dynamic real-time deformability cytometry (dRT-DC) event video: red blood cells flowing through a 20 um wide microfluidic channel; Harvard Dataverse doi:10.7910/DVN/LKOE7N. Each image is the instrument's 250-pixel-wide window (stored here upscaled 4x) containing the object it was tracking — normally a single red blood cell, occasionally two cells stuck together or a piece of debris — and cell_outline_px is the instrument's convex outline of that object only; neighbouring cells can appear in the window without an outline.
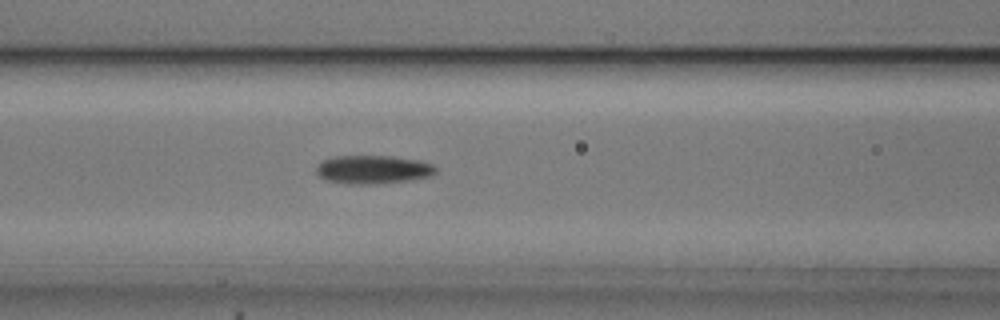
{"species": "common noctule bat (a hibernating species)", "species_latin": "Nyctalus noctula", "temperature_condition": "cold", "stored_images_in_passage": 55, "camera_frame_rate_fps": 3000, "um_per_image_px": 0.085, "animal": {"sex": "male", "body_mass_g": 20.5, "forearm_length_mm": 52.5}, "frame": {"image": 1, "passage_image": 23, "time_ms": 7.333, "image_size_px": [1000, 320], "cell_outline_px": [[436, 172], [432, 176], [408, 180], [376, 184], [348, 184], [324, 180], [316, 172], [316, 168], [324, 160], [336, 156], [392, 156], [420, 160], [432, 164], [436, 168]], "centroid_in_image_um": [31.72, 14.41], "position_along_channel_um": 134.9, "area_um2": 19.83}}
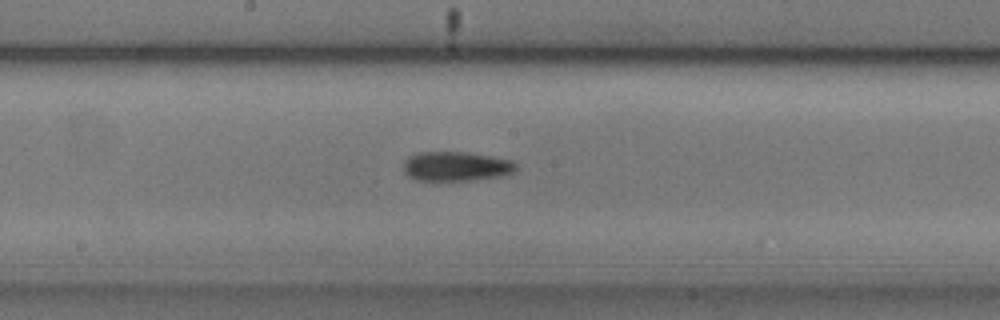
{"frame": {"image": 2, "passage_image": 29, "time_ms": 9.333, "image_size_px": [1000, 320], "cell_outline_px": [[516, 168], [512, 172], [504, 176], [468, 180], [416, 180], [408, 176], [404, 172], [404, 160], [408, 156], [416, 152], [464, 152], [512, 160], [516, 164]], "centroid_in_image_um": [38.73, 14.13], "position_along_channel_um": 209.5, "area_um2": 19.25}}
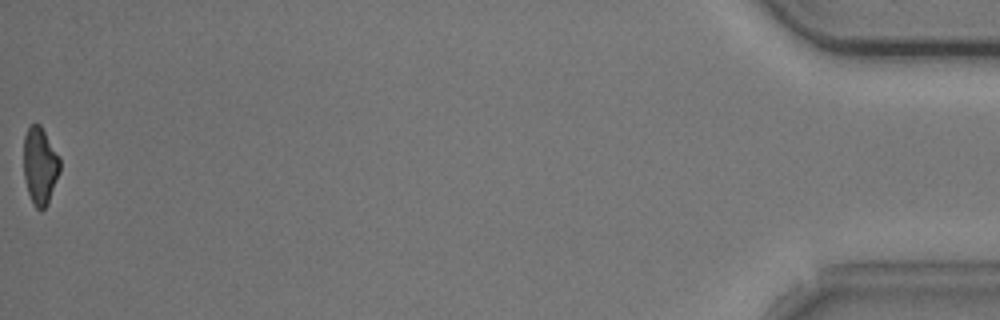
{"frame": {"image": 3, "passage_image": 55, "time_ms": 18.0, "image_size_px": [1000, 320], "cell_outline_px": [[60, 172], [48, 204], [40, 212], [32, 204], [28, 192], [24, 176], [24, 136], [28, 128], [32, 124], [40, 124], [60, 156]], "centroid_in_image_um": [3.41, 14.12], "position_along_channel_um": 431.8, "area_um2": 16.53}, "authors_computed_cell_mechanics": {"area_um2": 18.2648, "velocity_mm_per_s": 3.7201, "shape_relaxation_time_tau1_ms": 6.9229, "shape_relaxation_time_tau2_ms": null, "deformation_change_tau1": 0.1397, "deformation_change_tau2": null}}